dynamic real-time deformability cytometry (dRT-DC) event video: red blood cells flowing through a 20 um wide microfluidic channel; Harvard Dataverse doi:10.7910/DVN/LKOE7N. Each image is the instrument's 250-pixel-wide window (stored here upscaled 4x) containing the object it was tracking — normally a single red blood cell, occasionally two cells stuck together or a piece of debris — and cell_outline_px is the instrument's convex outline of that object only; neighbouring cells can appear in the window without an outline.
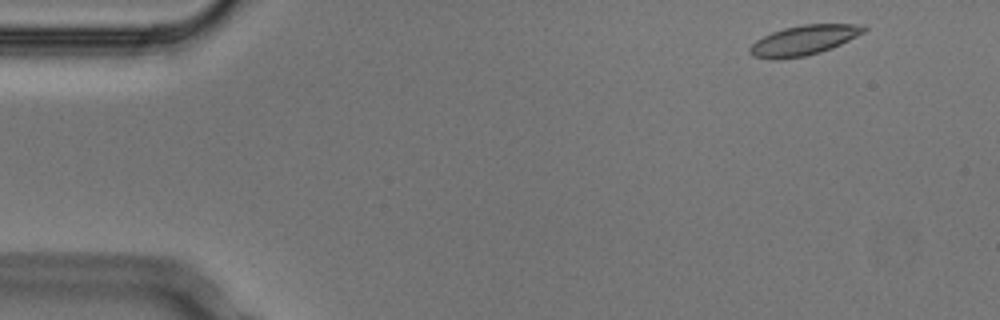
{"species": "Egyptian fruit bat (a non-hibernating species)", "species_latin": "Rousettus aegyptiacus", "temperature_condition": "cold", "stored_images_in_passage": 3, "camera_frame_rate_fps": 3000, "um_per_image_px": 0.085, "animal": {"sex": "male"}, "frame": {"image": 1, "passage_image": 1, "time_ms": 0.0, "image_size_px": [1000, 320], "cell_outline_px": [[868, 28], [864, 32], [832, 48], [820, 52], [804, 56], [776, 60], [772, 60], [752, 56], [748, 52], [748, 48], [756, 40], [772, 32], [784, 28], [804, 24], [864, 24]], "centroid_in_image_um": [68.3, 3.43], "position_along_channel_um": 16.7, "area_um2": 19.88}}
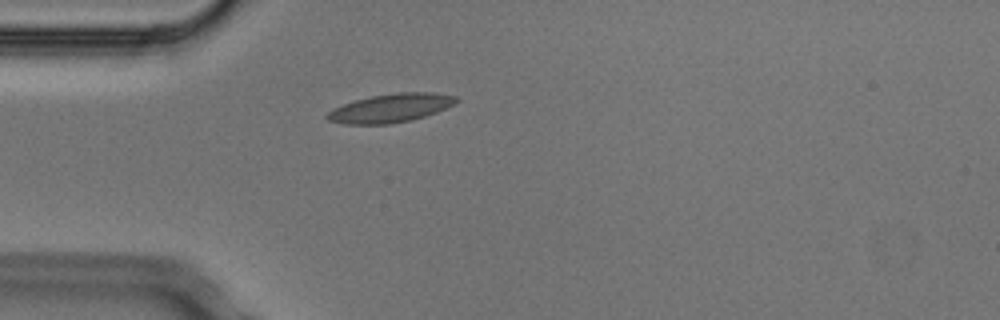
{"frame": {"image": 2, "passage_image": 3, "time_ms": 0.667, "image_size_px": [1000, 320], "cell_outline_px": [[460, 100], [436, 112], [412, 120], [388, 124], [344, 124], [328, 120], [324, 116], [332, 108], [356, 100], [372, 96], [396, 92], [432, 92], [456, 96]], "centroid_in_image_um": [33.18, 9.18], "position_along_channel_um": 51.8, "area_um2": 21.39}}